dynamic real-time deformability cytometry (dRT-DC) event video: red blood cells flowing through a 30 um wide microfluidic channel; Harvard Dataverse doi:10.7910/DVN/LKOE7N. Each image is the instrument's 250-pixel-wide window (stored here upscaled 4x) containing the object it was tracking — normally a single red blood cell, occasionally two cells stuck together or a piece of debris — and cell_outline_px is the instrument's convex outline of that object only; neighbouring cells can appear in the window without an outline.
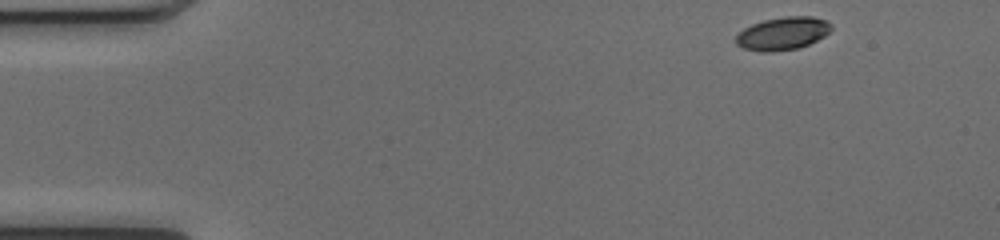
{"species": "common noctule bat (a hibernating species)", "species_latin": "Nyctalus noctula", "temperature_condition": "cold", "stored_images_in_passage": 47, "camera_frame_rate_fps": 3000, "um_per_image_px": 0.085, "animal": {"sex": "female", "body_mass_g": 17.0, "forearm_length_mm": 48.0}, "frame": {"image": 1, "passage_image": 1, "time_ms": 0.0, "image_size_px": [1000, 240], "cell_outline_px": [[832, 28], [824, 36], [800, 48], [772, 52], [760, 52], [744, 48], [736, 44], [736, 36], [744, 28], [752, 24], [764, 20], [784, 16], [812, 16], [828, 20], [832, 24]], "centroid_in_image_um": [66.55, 2.84], "position_along_channel_um": 18.5, "area_um2": 18.38}}
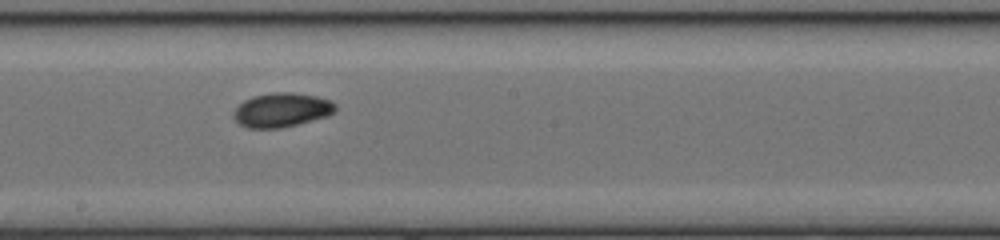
{"frame": {"image": 2, "passage_image": 24, "time_ms": 7.667, "image_size_px": [1000, 240], "cell_outline_px": [[336, 112], [328, 116], [280, 128], [248, 128], [240, 124], [232, 116], [232, 112], [244, 100], [252, 96], [272, 92], [292, 92], [316, 96], [332, 100], [336, 104]], "centroid_in_image_um": [23.96, 9.34], "position_along_channel_um": 224.2, "area_um2": 20.4}}
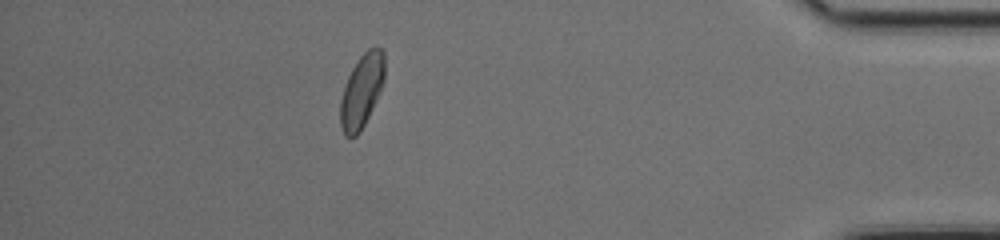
{"frame": {"image": 3, "passage_image": 41, "time_ms": 13.333, "image_size_px": [1000, 240], "cell_outline_px": [[384, 80], [380, 92], [360, 132], [356, 136], [344, 136], [340, 124], [340, 100], [348, 76], [352, 68], [360, 56], [368, 48], [376, 44], [384, 52]], "centroid_in_image_um": [30.75, 7.69], "position_along_channel_um": 404.5, "area_um2": 18.9}, "authors_computed_cell_mechanics": {"area_um2": 18.9584, "velocity_mm_per_s": 4.0274, "shape_relaxation_time_tau1_ms": 4.3199, "shape_relaxation_time_tau2_ms": 2.9595, "deformation_change_tau1": 0.1175, "deformation_change_tau2": 0.0522}}